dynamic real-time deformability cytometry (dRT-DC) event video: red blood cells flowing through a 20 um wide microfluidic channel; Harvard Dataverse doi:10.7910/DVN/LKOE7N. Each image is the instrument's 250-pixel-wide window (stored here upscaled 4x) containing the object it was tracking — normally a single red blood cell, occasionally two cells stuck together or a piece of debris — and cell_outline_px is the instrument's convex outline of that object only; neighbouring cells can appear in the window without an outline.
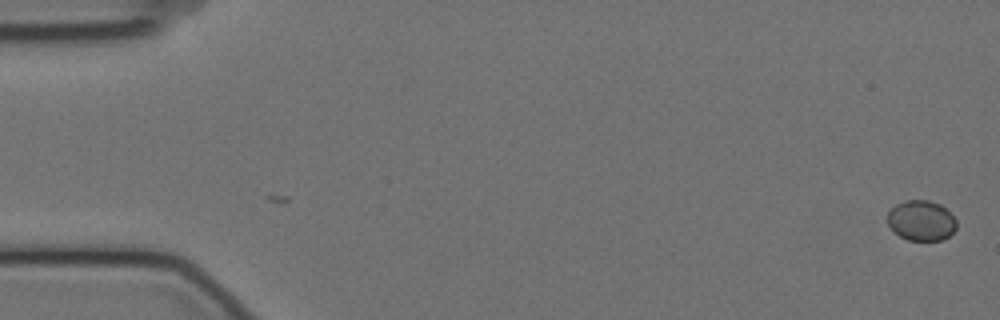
{"species": "Egyptian fruit bat (a non-hibernating species)", "species_latin": "Rousettus aegyptiacus", "temperature_condition": "cold", "stored_images_in_passage": 2, "camera_frame_rate_fps": 3000, "um_per_image_px": 0.085, "animal": {"sex": "female"}, "frame": {"image": 1, "passage_image": 2, "time_ms": 0.333, "image_size_px": [1000, 320], "cell_outline_px": [[956, 228], [944, 240], [908, 240], [892, 232], [888, 224], [888, 212], [896, 204], [904, 200], [928, 200], [940, 204], [956, 220]], "centroid_in_image_um": [78.28, 18.75], "position_along_channel_um": 6.7, "area_um2": 16.18}}